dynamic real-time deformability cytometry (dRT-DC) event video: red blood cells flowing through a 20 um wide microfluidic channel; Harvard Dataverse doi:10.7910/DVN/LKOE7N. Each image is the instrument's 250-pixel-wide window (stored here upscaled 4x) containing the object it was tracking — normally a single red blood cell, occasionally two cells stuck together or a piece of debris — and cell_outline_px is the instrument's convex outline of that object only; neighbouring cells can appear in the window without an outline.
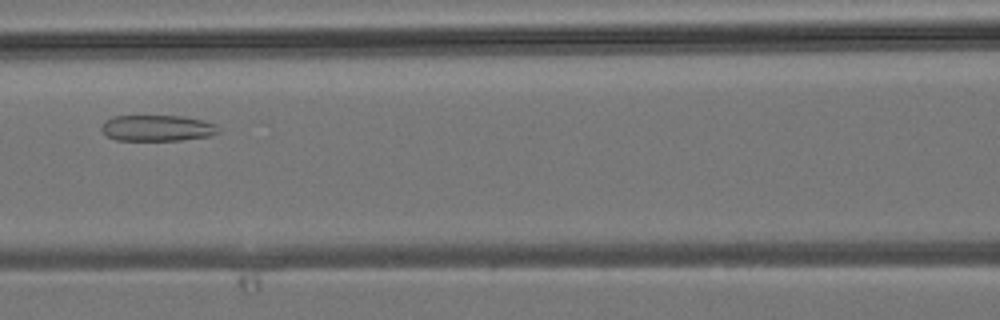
{"species": "common noctule bat (a hibernating species)", "species_latin": "Nyctalus noctula", "temperature_condition": "room temperature", "stored_images_in_passage": 37, "camera_frame_rate_fps": 3000, "um_per_image_px": 0.085, "animal": {"sex": "male", "body_mass_g": 19.2, "forearm_length_mm": 51.8}, "frame": {"image": 1, "passage_image": 13, "time_ms": 4.0, "image_size_px": [1000, 320], "cell_outline_px": [[220, 132], [208, 136], [180, 140], [116, 140], [108, 136], [100, 128], [104, 120], [112, 116], [180, 116], [204, 120], [216, 124], [220, 128]], "centroid_in_image_um": [13.37, 10.88], "position_along_channel_um": 153.2, "area_um2": 17.8}}
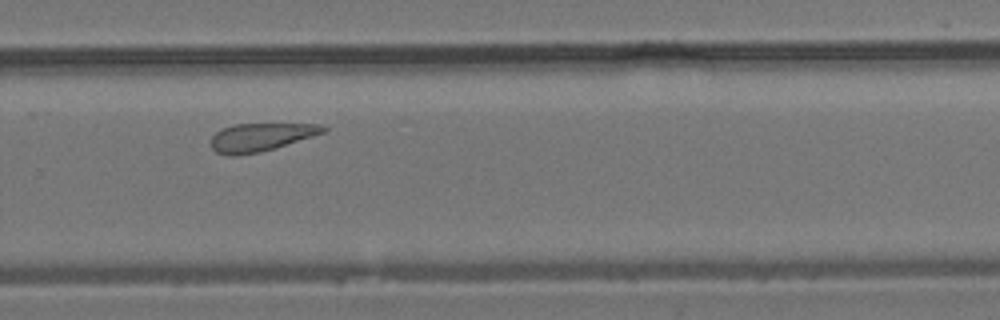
{"frame": {"image": 2, "passage_image": 23, "time_ms": 7.333, "image_size_px": [1000, 320], "cell_outline_px": [[328, 128], [324, 132], [276, 148], [260, 152], [236, 156], [232, 156], [216, 152], [212, 148], [212, 136], [220, 128], [232, 124], [320, 124]], "centroid_in_image_um": [22.13, 11.65], "position_along_channel_um": 307.7, "area_um2": 18.32}}
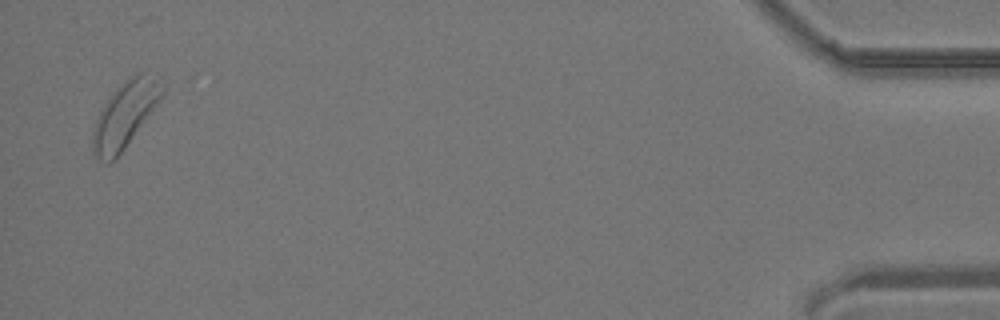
{"frame": {"image": 3, "passage_image": 36, "time_ms": 11.667, "image_size_px": [1000, 320], "cell_outline_px": [[164, 92], [160, 100], [124, 148], [108, 164], [100, 160], [92, 152], [92, 128], [104, 104], [112, 92], [128, 76], [136, 72], [140, 72], [160, 76], [164, 88]], "centroid_in_image_um": [10.62, 9.68], "position_along_channel_um": 424.6, "area_um2": 26.59}}